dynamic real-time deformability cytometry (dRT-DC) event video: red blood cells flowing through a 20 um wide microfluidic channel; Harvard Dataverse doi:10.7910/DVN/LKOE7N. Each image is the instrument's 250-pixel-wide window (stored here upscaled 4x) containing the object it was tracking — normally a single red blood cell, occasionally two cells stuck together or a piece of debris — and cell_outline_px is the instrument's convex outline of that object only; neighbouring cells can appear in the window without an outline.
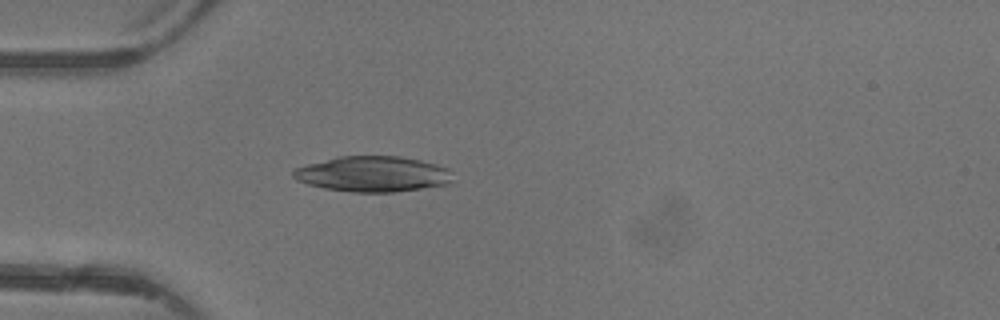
{"species": "common noctule bat (a hibernating species)", "species_latin": "Nyctalus noctula", "temperature_condition": "warm", "stored_images_in_passage": 4, "camera_frame_rate_fps": 3000, "um_per_image_px": 0.085, "animal": {"sex": "female"}, "frame": {"image": 1, "passage_image": 4, "time_ms": 4.333, "image_size_px": [1000, 320], "cell_outline_px": [[452, 180], [448, 184], [396, 192], [352, 192], [324, 188], [308, 184], [296, 180], [292, 176], [292, 172], [296, 168], [308, 164], [336, 156], [400, 156], [420, 160], [436, 164], [448, 168], [452, 172]], "centroid_in_image_um": [31.7, 14.79], "position_along_channel_um": 53.3, "area_um2": 33.12}}